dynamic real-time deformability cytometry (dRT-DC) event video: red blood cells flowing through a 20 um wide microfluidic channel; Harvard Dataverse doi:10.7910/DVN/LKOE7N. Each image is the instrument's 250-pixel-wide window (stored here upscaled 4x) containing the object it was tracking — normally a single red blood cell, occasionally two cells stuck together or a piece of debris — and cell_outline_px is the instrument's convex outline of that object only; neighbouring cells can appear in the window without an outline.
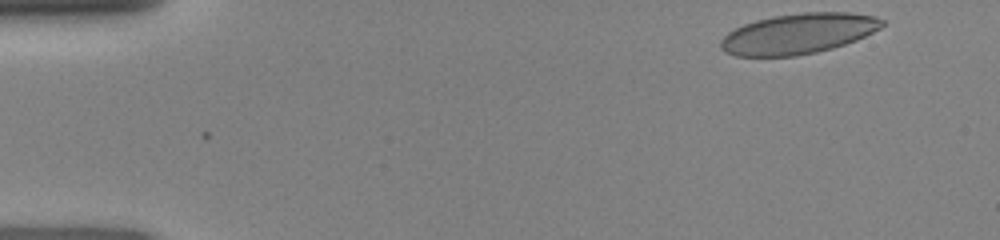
{"species": "human", "species_latin": "Homo sapiens", "temperature_condition": "room temperature", "stored_images_in_passage": 44, "camera_frame_rate_fps": 3000, "um_per_image_px": 0.085, "donor": {"sex": "female"}, "frame": {"image": 1, "passage_image": 1, "time_ms": 0.0, "image_size_px": [1000, 240], "cell_outline_px": [[884, 24], [880, 28], [856, 40], [832, 48], [816, 52], [796, 56], [736, 56], [724, 52], [720, 48], [720, 40], [728, 32], [744, 24], [756, 20], [772, 16], [804, 12], [848, 12], [876, 16], [884, 20]], "centroid_in_image_um": [67.84, 2.86], "position_along_channel_um": 17.2, "area_um2": 38.03}}
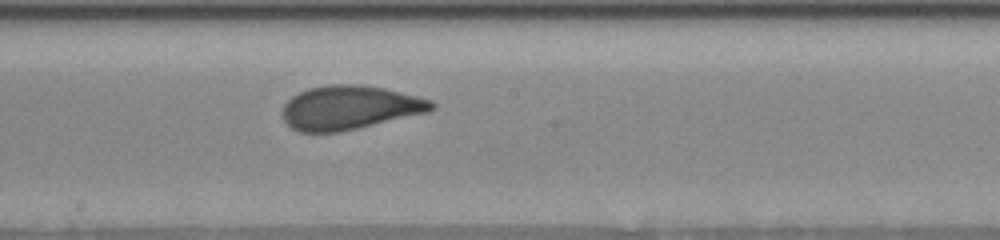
{"frame": {"image": 2, "passage_image": 23, "time_ms": 7.333, "image_size_px": [1000, 240], "cell_outline_px": [[436, 108], [428, 112], [340, 132], [300, 132], [292, 128], [284, 120], [284, 104], [292, 96], [308, 88], [328, 84], [360, 84], [384, 88], [432, 100], [436, 104]], "centroid_in_image_um": [29.74, 9.14], "position_along_channel_um": 218.5, "area_um2": 38.03}}
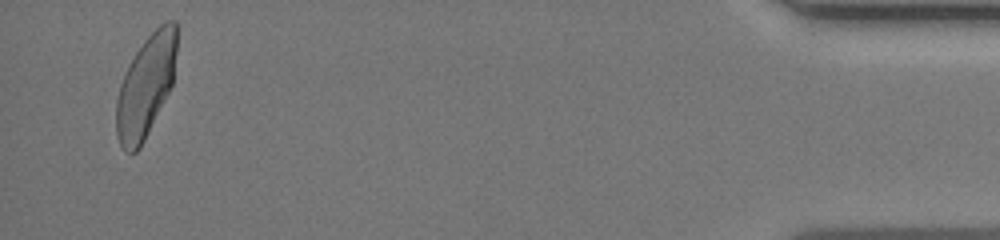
{"frame": {"image": 3, "passage_image": 43, "time_ms": 14.0, "image_size_px": [1000, 240], "cell_outline_px": [[176, 52], [172, 84], [140, 148], [136, 152], [124, 152], [120, 144], [116, 132], [116, 100], [120, 84], [124, 72], [128, 64], [144, 40], [160, 24], [168, 20], [176, 20]], "centroid_in_image_um": [12.37, 7.31], "position_along_channel_um": 422.8, "area_um2": 35.55}}